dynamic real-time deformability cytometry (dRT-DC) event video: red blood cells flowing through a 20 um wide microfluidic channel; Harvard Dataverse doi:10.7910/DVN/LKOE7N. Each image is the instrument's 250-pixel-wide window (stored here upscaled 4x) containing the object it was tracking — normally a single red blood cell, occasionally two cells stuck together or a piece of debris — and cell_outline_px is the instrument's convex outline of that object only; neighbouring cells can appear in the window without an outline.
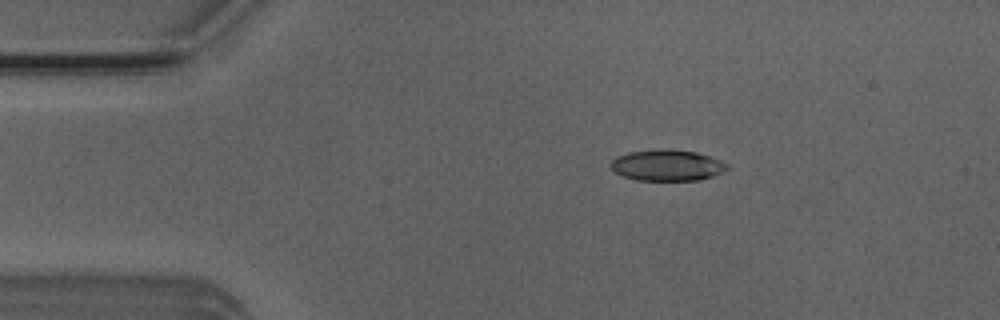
{"species": "Egyptian fruit bat (a non-hibernating species)", "species_latin": "Rousettus aegyptiacus", "temperature_condition": "room temperature", "stored_images_in_passage": 4, "camera_frame_rate_fps": 3000, "um_per_image_px": 0.085, "animal": {"sex": "male"}, "frame": {"image": 1, "passage_image": 2, "time_ms": 0.333, "image_size_px": [1000, 320], "cell_outline_px": [[728, 168], [712, 176], [700, 180], [636, 180], [624, 176], [616, 172], [608, 164], [616, 156], [628, 152], [664, 148], [696, 152], [720, 160], [728, 164]], "centroid_in_image_um": [56.67, 14.04], "position_along_channel_um": 28.3, "area_um2": 21.04}}